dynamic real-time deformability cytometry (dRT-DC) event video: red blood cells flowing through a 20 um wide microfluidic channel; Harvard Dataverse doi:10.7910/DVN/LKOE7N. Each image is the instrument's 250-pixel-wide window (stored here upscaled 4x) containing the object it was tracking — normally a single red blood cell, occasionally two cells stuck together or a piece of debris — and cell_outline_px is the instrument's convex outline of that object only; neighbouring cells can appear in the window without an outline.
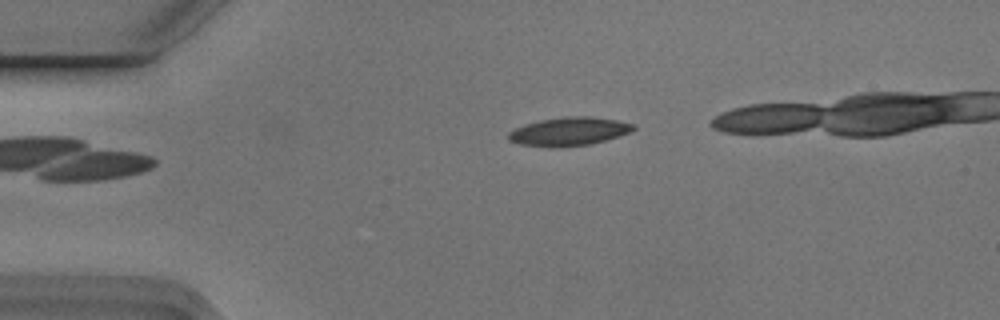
{"species": "Egyptian fruit bat (a non-hibernating species)", "species_latin": "Rousettus aegyptiacus", "temperature_condition": "cold", "stored_images_in_passage": 4, "camera_frame_rate_fps": 3000, "um_per_image_px": 0.085, "animal": {"sex": "male"}, "frame": {"image": 1, "passage_image": 2, "time_ms": 0.333, "image_size_px": [1000, 320], "cell_outline_px": [[636, 128], [628, 132], [604, 140], [588, 144], [552, 148], [520, 144], [508, 140], [508, 132], [524, 124], [540, 120], [568, 116], [588, 116], [616, 120], [636, 124]], "centroid_in_image_um": [48.32, 11.17], "position_along_channel_um": 36.7, "area_um2": 20.52}}